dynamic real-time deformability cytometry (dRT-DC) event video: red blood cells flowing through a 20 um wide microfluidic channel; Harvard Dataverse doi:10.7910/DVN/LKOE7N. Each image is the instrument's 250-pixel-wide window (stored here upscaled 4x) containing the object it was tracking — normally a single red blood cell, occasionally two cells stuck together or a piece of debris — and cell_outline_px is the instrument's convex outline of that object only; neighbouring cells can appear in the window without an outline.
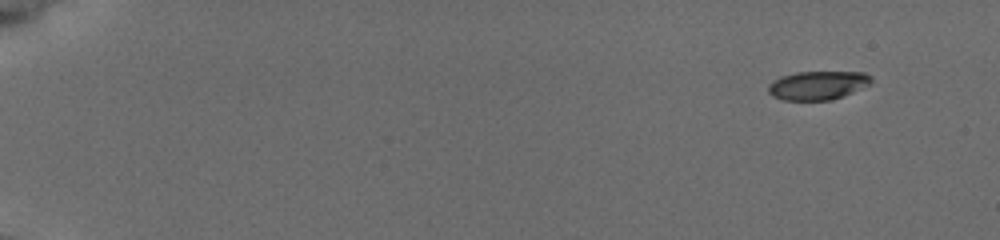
{"species": "common noctule bat (a hibernating species)", "species_latin": "Nyctalus noctula", "temperature_condition": "cold", "stored_images_in_passage": 53, "camera_frame_rate_fps": 3000, "um_per_image_px": 0.085, "animal": {"sex": "female", "body_mass_g": 19.5, "forearm_length_mm": 54.1}, "frame": {"image": 1, "passage_image": 1, "time_ms": 0.0, "image_size_px": [1000, 240], "cell_outline_px": [[872, 80], [868, 84], [852, 92], [832, 100], [784, 100], [772, 96], [768, 92], [768, 84], [784, 76], [796, 72], [864, 72], [872, 76]], "centroid_in_image_um": [69.5, 7.25], "position_along_channel_um": 15.5, "area_um2": 16.99}}
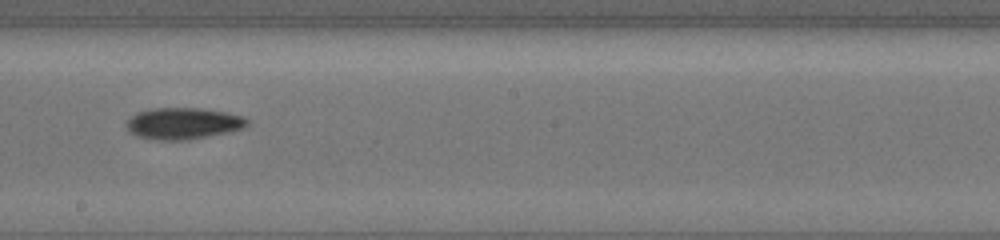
{"frame": {"image": 2, "passage_image": 31, "time_ms": 10.0, "image_size_px": [1000, 240], "cell_outline_px": [[248, 124], [240, 128], [224, 132], [204, 136], [180, 140], [160, 140], [140, 136], [132, 132], [128, 128], [128, 120], [136, 112], [152, 108], [196, 108], [224, 112], [240, 116], [248, 120]], "centroid_in_image_um": [15.53, 10.47], "position_along_channel_um": 232.7, "area_um2": 21.27}}
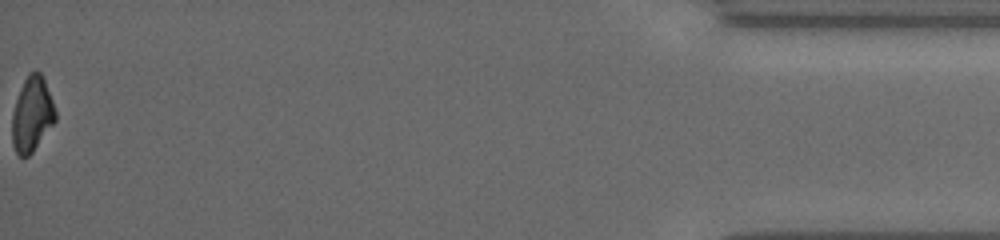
{"frame": {"image": 3, "passage_image": 53, "time_ms": 17.333, "image_size_px": [1000, 240], "cell_outline_px": [[56, 120], [32, 152], [28, 156], [20, 156], [16, 152], [12, 144], [12, 112], [20, 88], [28, 72], [36, 68], [40, 72], [44, 80], [52, 100], [56, 112]], "centroid_in_image_um": [2.71, 9.68], "position_along_channel_um": 432.5, "area_um2": 18.84}, "authors_computed_cell_mechanics": {"area_um2": 19.7676, "velocity_mm_per_s": 3.8109, "shape_relaxation_time_tau1_ms": 2.0044, "shape_relaxation_time_tau2_ms": 9.8898, "deformation_change_tau1": 0.1203, "deformation_change_tau2": 0.1803}}